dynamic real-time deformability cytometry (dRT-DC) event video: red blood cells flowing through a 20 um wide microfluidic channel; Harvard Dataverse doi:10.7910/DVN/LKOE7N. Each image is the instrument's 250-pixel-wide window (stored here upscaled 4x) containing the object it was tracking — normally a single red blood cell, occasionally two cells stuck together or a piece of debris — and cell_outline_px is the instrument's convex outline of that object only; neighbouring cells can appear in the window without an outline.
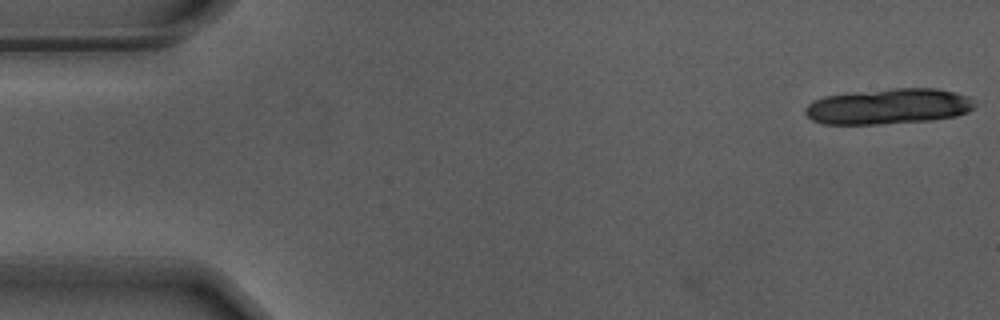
{"species": "Egyptian fruit bat (a non-hibernating species)", "species_latin": "Rousettus aegyptiacus", "temperature_condition": "warm", "stored_images_in_passage": 2, "camera_frame_rate_fps": 3000, "um_per_image_px": 0.085, "animal": {"sex": "male"}, "frame": {"image": 1, "passage_image": 2, "time_ms": 0.333, "image_size_px": [1000, 320], "cell_outline_px": [[976, 104], [968, 112], [956, 116], [932, 120], [876, 124], [824, 124], [812, 120], [804, 112], [804, 108], [812, 100], [824, 96], [852, 92], [896, 88], [936, 88], [968, 96]], "centroid_in_image_um": [75.49, 9.04], "position_along_channel_um": 9.5, "area_um2": 35.2}}